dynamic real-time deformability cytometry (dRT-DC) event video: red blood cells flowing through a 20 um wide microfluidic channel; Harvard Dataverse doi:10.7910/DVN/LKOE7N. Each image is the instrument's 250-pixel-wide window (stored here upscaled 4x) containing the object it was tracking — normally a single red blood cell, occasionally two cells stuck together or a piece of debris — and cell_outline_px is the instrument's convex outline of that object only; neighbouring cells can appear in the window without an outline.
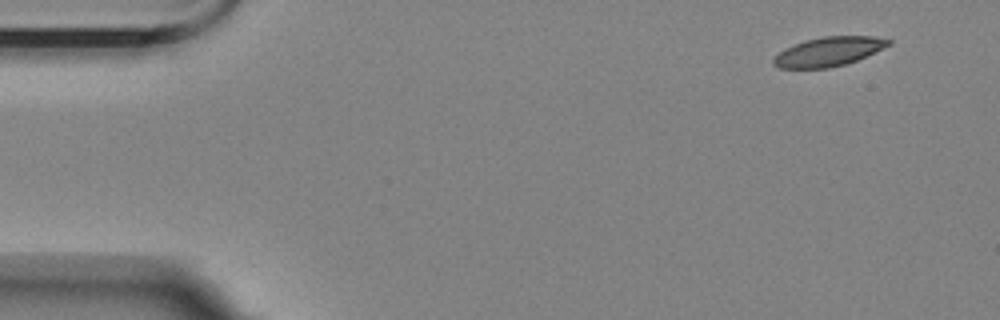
{"species": "Egyptian fruit bat (a non-hibernating species)", "species_latin": "Rousettus aegyptiacus", "temperature_condition": "room temperature", "stored_images_in_passage": 5, "segment_of_instrument_passage": [2, 2], "camera_frame_rate_fps": 3000, "um_per_image_px": 0.085, "animal": {"sex": "female"}, "frame": {"image": 1, "passage_image": 5, "time_ms": 5.667, "image_size_px": [1000, 320], "cell_outline_px": [[892, 44], [856, 60], [844, 64], [828, 68], [780, 68], [772, 64], [772, 60], [784, 48], [804, 40], [824, 36], [876, 36], [892, 40]], "centroid_in_image_um": [70.43, 4.37], "position_along_channel_um": 14.6, "area_um2": 19.48}}